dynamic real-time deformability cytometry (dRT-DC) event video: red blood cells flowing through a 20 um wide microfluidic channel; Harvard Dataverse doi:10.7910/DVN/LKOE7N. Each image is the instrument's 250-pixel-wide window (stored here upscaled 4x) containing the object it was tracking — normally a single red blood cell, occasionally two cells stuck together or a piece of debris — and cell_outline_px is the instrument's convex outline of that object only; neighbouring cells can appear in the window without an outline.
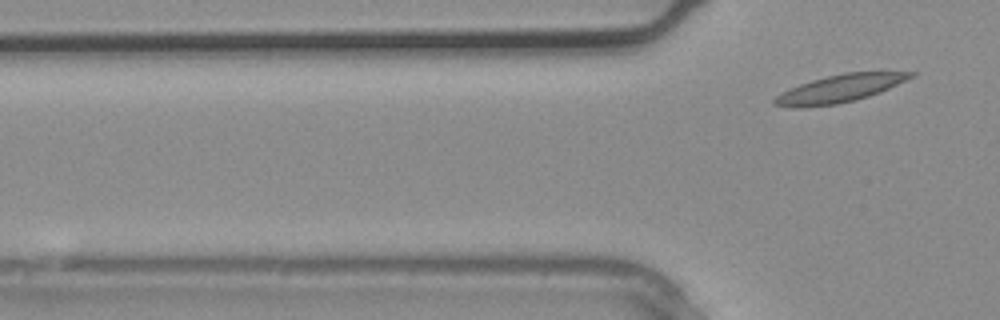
{"species": "common noctule bat (a hibernating species)", "species_latin": "Nyctalus noctula", "temperature_condition": "warm", "stored_images_in_passage": 3, "segment_of_instrument_passage": [2, 2], "camera_frame_rate_fps": 3000, "um_per_image_px": 0.085, "animal": {"sex": "male", "body_mass_g": 20.4}, "frame": {"image": 1, "passage_image": 3, "time_ms": 0.667, "image_size_px": [1000, 320], "cell_outline_px": [[916, 76], [880, 92], [856, 100], [836, 104], [796, 108], [772, 104], [772, 100], [780, 92], [800, 84], [812, 80], [844, 72], [916, 72]], "centroid_in_image_um": [71.37, 7.53], "position_along_channel_um": 54.4, "area_um2": 21.85}}